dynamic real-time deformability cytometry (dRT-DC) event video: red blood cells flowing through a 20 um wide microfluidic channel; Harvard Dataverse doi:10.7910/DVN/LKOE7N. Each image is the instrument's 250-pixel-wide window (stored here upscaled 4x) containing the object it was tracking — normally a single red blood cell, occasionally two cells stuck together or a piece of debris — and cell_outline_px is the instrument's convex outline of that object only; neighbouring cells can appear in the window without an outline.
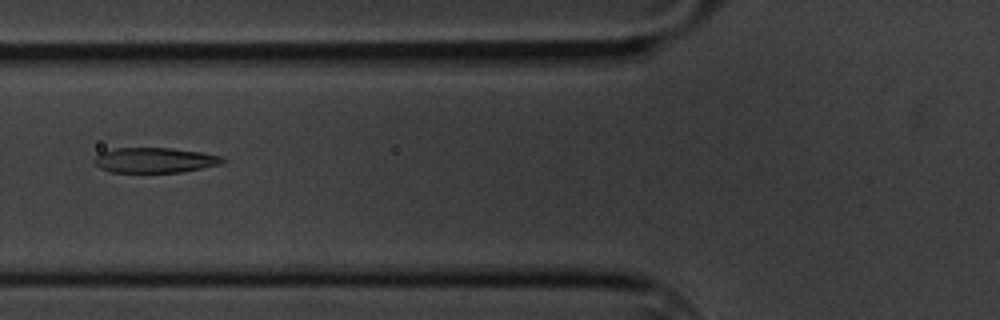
{"species": "common noctule bat (a hibernating species)", "species_latin": "Nyctalus noctula", "temperature_condition": "cold", "stored_images_in_passage": 10, "camera_frame_rate_fps": 3000, "um_per_image_px": 0.085, "animal": {"sex": "male", "body_mass_g": 20.1, "forearm_length_mm": 53.5}, "frame": {"image": 1, "passage_image": 5, "time_ms": 4.667, "image_size_px": [1000, 320], "cell_outline_px": [[228, 160], [220, 164], [180, 172], [112, 172], [100, 168], [92, 160], [100, 152], [116, 148], [172, 148], [200, 152], [220, 156]], "centroid_in_image_um": [13.13, 13.61], "position_along_channel_um": 112.7, "area_um2": 18.67}}
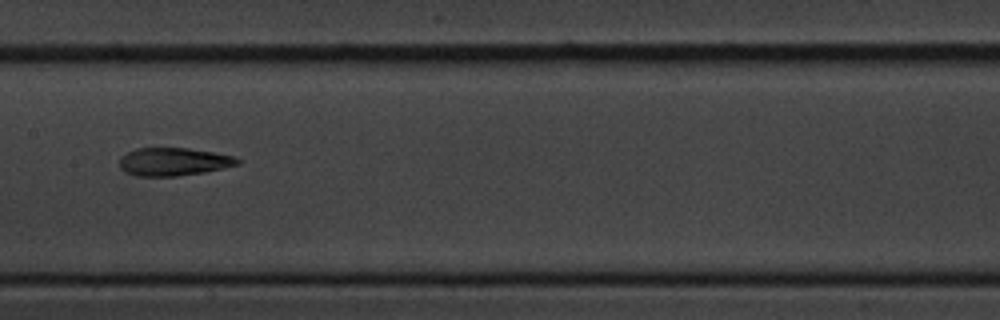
{"frame": {"image": 2, "passage_image": 7, "time_ms": 7.0, "image_size_px": [1000, 320], "cell_outline_px": [[240, 164], [224, 168], [204, 172], [176, 176], [136, 176], [120, 168], [120, 156], [136, 148], [188, 148], [236, 156], [240, 160]], "centroid_in_image_um": [14.78, 13.74], "position_along_channel_um": 192.6, "area_um2": 19.25}}
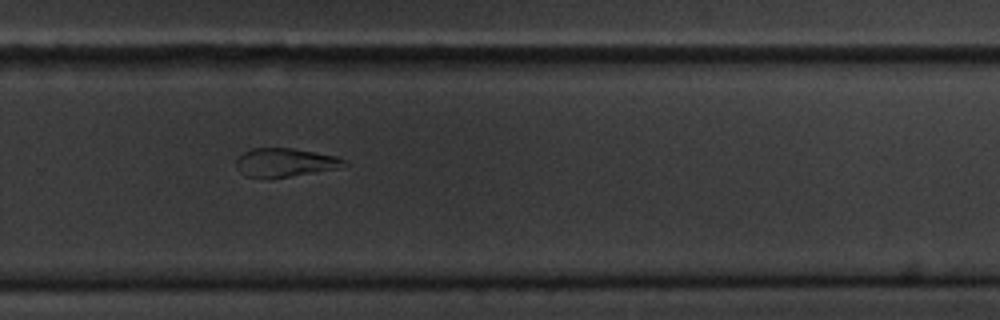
{"frame": {"image": 3, "passage_image": 10, "time_ms": 10.333, "image_size_px": [1000, 320], "cell_outline_px": [[348, 164], [336, 168], [268, 180], [248, 176], [240, 172], [236, 164], [236, 160], [244, 152], [256, 148], [292, 148], [336, 156], [344, 160]], "centroid_in_image_um": [24.19, 13.83], "position_along_channel_um": 305.6, "area_um2": 17.86}}